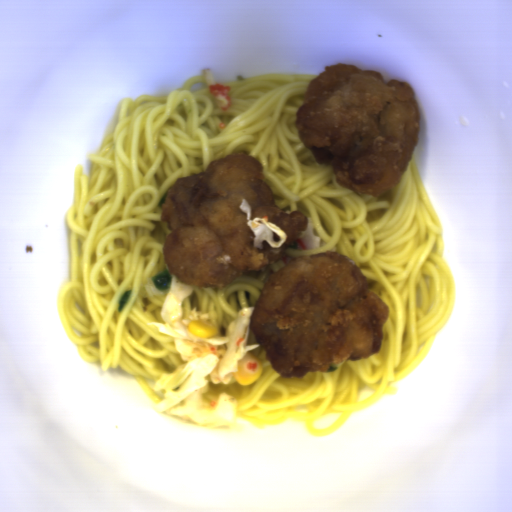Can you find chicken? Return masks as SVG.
I'll use <instances>...</instances> for the list:
<instances>
[{
	"mask_svg": "<svg viewBox=\"0 0 512 512\" xmlns=\"http://www.w3.org/2000/svg\"><path fill=\"white\" fill-rule=\"evenodd\" d=\"M243 198L252 207V219L268 215L286 232L282 247L265 241L264 249L253 247L254 234L239 208ZM160 220L171 230L162 247L169 273L186 286L220 290L280 260L308 227L302 211L286 213L276 206L261 161L245 152L214 160L197 175L179 177L162 202Z\"/></svg>",
	"mask_w": 512,
	"mask_h": 512,
	"instance_id": "chicken-2",
	"label": "chicken"
},
{
	"mask_svg": "<svg viewBox=\"0 0 512 512\" xmlns=\"http://www.w3.org/2000/svg\"><path fill=\"white\" fill-rule=\"evenodd\" d=\"M390 308L343 253L297 255L263 284L249 326L280 377L304 378L381 351Z\"/></svg>",
	"mask_w": 512,
	"mask_h": 512,
	"instance_id": "chicken-1",
	"label": "chicken"
},
{
	"mask_svg": "<svg viewBox=\"0 0 512 512\" xmlns=\"http://www.w3.org/2000/svg\"><path fill=\"white\" fill-rule=\"evenodd\" d=\"M295 125L337 182L370 196L399 185L420 138L414 87L354 64L325 65L309 81Z\"/></svg>",
	"mask_w": 512,
	"mask_h": 512,
	"instance_id": "chicken-3",
	"label": "chicken"
},
{
	"mask_svg": "<svg viewBox=\"0 0 512 512\" xmlns=\"http://www.w3.org/2000/svg\"><path fill=\"white\" fill-rule=\"evenodd\" d=\"M273 240L274 242H278L280 240V236L275 231L273 233Z\"/></svg>",
	"mask_w": 512,
	"mask_h": 512,
	"instance_id": "chicken-4",
	"label": "chicken"
}]
</instances>
